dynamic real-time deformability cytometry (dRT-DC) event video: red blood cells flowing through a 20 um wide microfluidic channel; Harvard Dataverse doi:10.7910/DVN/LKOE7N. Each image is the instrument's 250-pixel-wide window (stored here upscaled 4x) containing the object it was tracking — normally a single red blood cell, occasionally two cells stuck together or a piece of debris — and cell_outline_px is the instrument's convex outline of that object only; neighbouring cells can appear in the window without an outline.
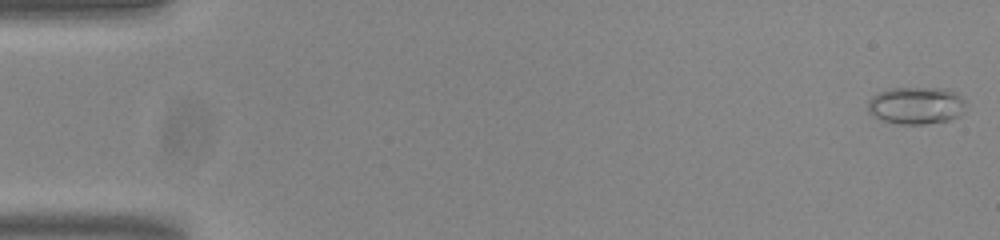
{"species": "common noctule bat (a hibernating species)", "species_latin": "Nyctalus noctula", "temperature_condition": "room temperature", "stored_images_in_passage": 53, "camera_frame_rate_fps": 3000, "um_per_image_px": 0.085, "animal": {"sex": "male", "body_mass_g": 20.0, "forearm_length_mm": 53.3}, "frame": {"image": 1, "passage_image": 1, "time_ms": 0.0, "image_size_px": [1000, 240], "cell_outline_px": [[964, 112], [960, 116], [948, 120], [924, 124], [896, 124], [884, 120], [868, 112], [868, 100], [872, 96], [888, 88], [948, 88], [960, 92], [964, 100]], "centroid_in_image_um": [77.92, 8.95], "position_along_channel_um": 7.1, "area_um2": 21.56}}
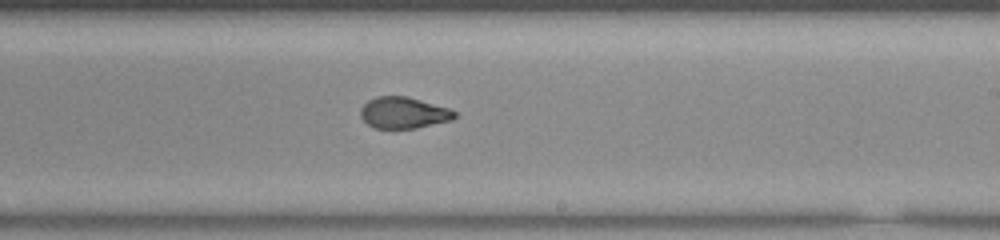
{"frame": {"image": 2, "passage_image": 32, "time_ms": 10.333, "image_size_px": [1000, 240], "cell_outline_px": [[456, 116], [452, 120], [416, 128], [372, 128], [360, 116], [360, 108], [368, 100], [376, 96], [408, 96], [448, 108], [456, 112]], "centroid_in_image_um": [34.28, 9.58], "position_along_channel_um": 254.7, "area_um2": 17.22}}
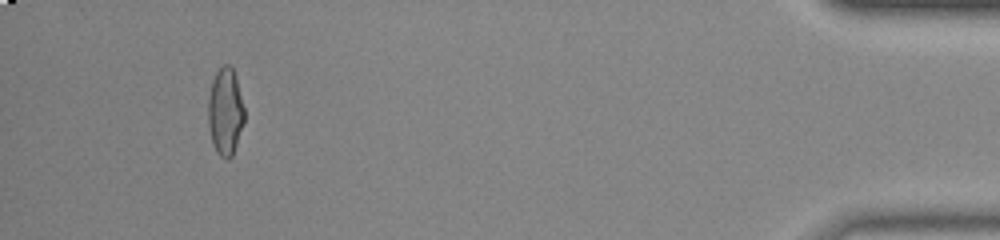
{"frame": {"image": 3, "passage_image": 50, "time_ms": 16.333, "image_size_px": [1000, 240], "cell_outline_px": [[244, 120], [232, 156], [228, 160], [220, 156], [216, 152], [212, 144], [208, 124], [208, 96], [212, 80], [216, 72], [224, 64], [228, 64], [232, 68], [236, 76], [244, 108]], "centroid_in_image_um": [19.13, 9.49], "position_along_channel_um": 416.1, "area_um2": 18.44}, "authors_computed_cell_mechanics": {"area_um2": 18.3804, "velocity_mm_per_s": 3.8474, "shape_relaxation_time_tau1_ms": null, "shape_relaxation_time_tau2_ms": 1.2164, "deformation_change_tau1": null, "deformation_change_tau2": 0.0674}}